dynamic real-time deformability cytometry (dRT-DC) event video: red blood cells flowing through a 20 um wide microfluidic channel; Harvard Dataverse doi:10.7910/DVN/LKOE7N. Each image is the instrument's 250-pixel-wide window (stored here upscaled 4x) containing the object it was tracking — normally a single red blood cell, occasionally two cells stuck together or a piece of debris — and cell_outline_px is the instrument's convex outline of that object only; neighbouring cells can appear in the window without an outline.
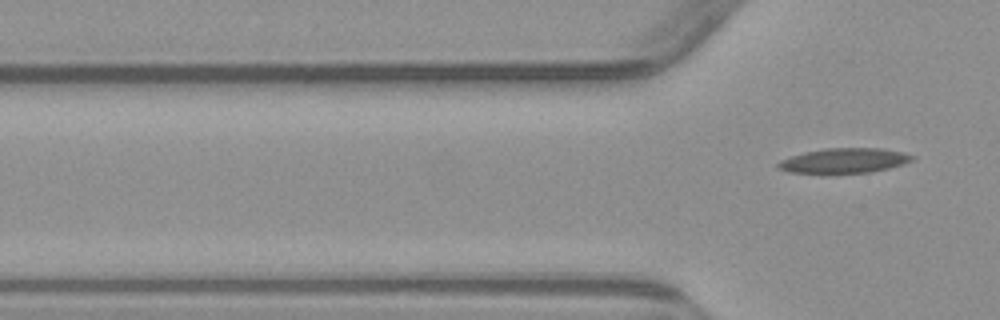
{"species": "common noctule bat (a hibernating species)", "species_latin": "Nyctalus noctula", "temperature_condition": "warm", "stored_images_in_passage": 7, "camera_frame_rate_fps": 3000, "um_per_image_px": 0.085, "animal": {"sex": "male", "body_mass_g": 23.1, "forearm_length_mm": 52.7}, "frame": {"image": 1, "passage_image": 7, "time_ms": 7.0, "image_size_px": [1000, 320], "cell_outline_px": [[916, 156], [912, 160], [904, 164], [888, 168], [868, 172], [824, 176], [788, 172], [776, 168], [776, 164], [780, 160], [804, 152], [824, 148], [880, 148], [904, 152]], "centroid_in_image_um": [71.68, 13.69], "position_along_channel_um": 54.1, "area_um2": 20.35}}